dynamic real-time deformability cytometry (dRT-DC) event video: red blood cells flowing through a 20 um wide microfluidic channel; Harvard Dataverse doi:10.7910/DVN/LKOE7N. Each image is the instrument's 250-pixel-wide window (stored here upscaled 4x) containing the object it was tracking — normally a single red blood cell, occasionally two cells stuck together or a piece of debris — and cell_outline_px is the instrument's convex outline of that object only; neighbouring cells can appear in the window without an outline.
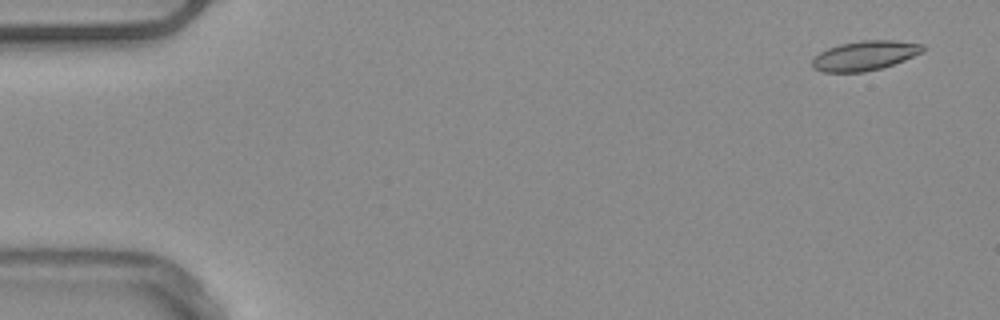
{"species": "common noctule bat (a hibernating species)", "species_latin": "Nyctalus noctula", "temperature_condition": "warm", "stored_images_in_passage": 51, "camera_frame_rate_fps": 3000, "um_per_image_px": 0.085, "animal": {"sex": "male", "body_mass_g": 20.4}, "frame": {"image": 1, "passage_image": 1, "time_ms": 0.0, "image_size_px": [1000, 320], "cell_outline_px": [[924, 52], [904, 60], [880, 68], [864, 72], [824, 72], [812, 68], [812, 56], [828, 48], [840, 44], [860, 40], [896, 40], [924, 44]], "centroid_in_image_um": [73.5, 4.72], "position_along_channel_um": 11.5, "area_um2": 19.19}}
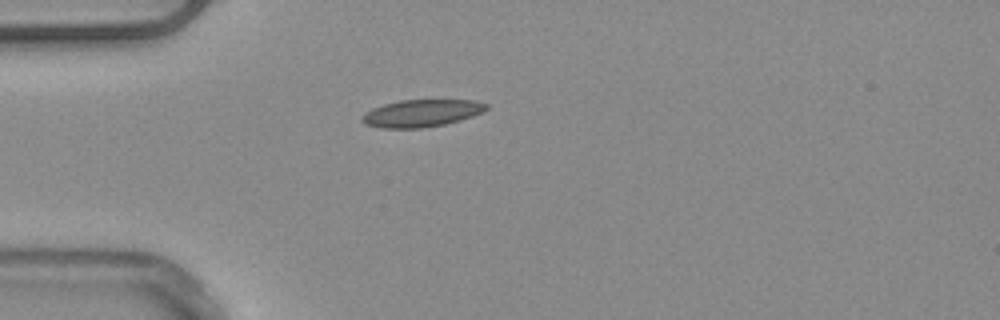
{"frame": {"image": 2, "passage_image": 13, "time_ms": 4.0, "image_size_px": [1000, 320], "cell_outline_px": [[488, 108], [484, 112], [460, 120], [444, 124], [420, 128], [380, 128], [364, 124], [360, 120], [360, 116], [364, 112], [372, 108], [384, 104], [400, 100], [476, 100], [488, 104]], "centroid_in_image_um": [35.8, 9.62], "position_along_channel_um": 49.2, "area_um2": 19.94}}
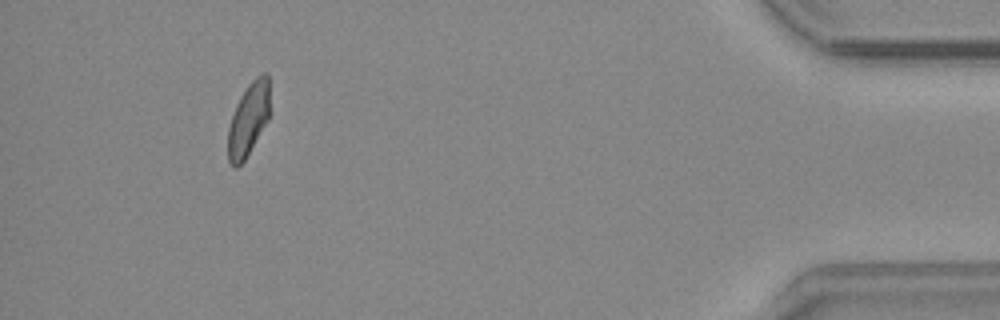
{"frame": {"image": 3, "passage_image": 47, "time_ms": 15.333, "image_size_px": [1000, 320], "cell_outline_px": [[272, 112], [268, 120], [244, 160], [236, 168], [228, 160], [228, 128], [236, 104], [240, 96], [248, 84], [256, 76], [264, 72], [268, 76]], "centroid_in_image_um": [21.16, 10.08], "position_along_channel_um": 414.0, "area_um2": 18.03}, "authors_computed_cell_mechanics": {"area_um2": 18.8428, "velocity_mm_per_s": 3.8919, "shape_relaxation_time_tau1_ms": null, "shape_relaxation_time_tau2_ms": 1.6599, "deformation_change_tau1": null, "deformation_change_tau2": 0.0684}}